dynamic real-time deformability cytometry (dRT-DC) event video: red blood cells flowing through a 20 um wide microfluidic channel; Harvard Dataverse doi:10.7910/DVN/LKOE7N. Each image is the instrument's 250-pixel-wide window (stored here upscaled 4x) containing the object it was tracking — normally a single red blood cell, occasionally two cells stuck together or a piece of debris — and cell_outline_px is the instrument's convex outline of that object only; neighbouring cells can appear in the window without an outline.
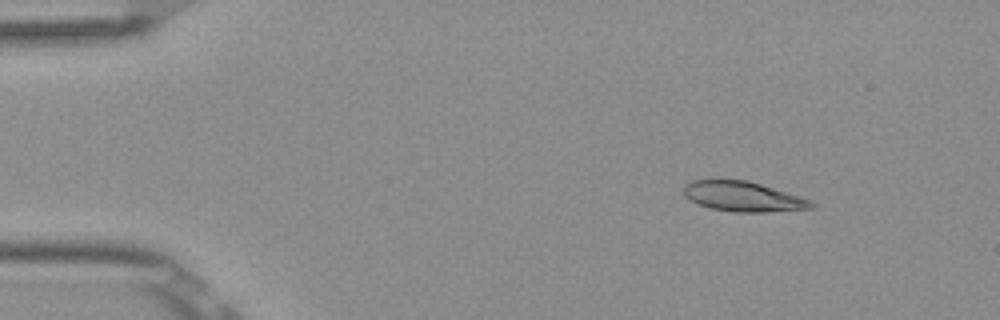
{"species": "Egyptian fruit bat (a non-hibernating species)", "species_latin": "Rousettus aegyptiacus", "temperature_condition": "room temperature", "stored_images_in_passage": 8, "camera_frame_rate_fps": 3000, "um_per_image_px": 0.085, "frame": {"image": 1, "passage_image": 3, "time_ms": 0.667, "image_size_px": [1000, 320], "cell_outline_px": [[816, 208], [768, 212], [732, 212], [712, 208], [696, 204], [688, 200], [684, 196], [684, 184], [692, 180], [712, 176], [748, 180], [800, 196], [816, 204]], "centroid_in_image_um": [63.07, 16.66], "position_along_channel_um": 21.9, "area_um2": 23.24}}
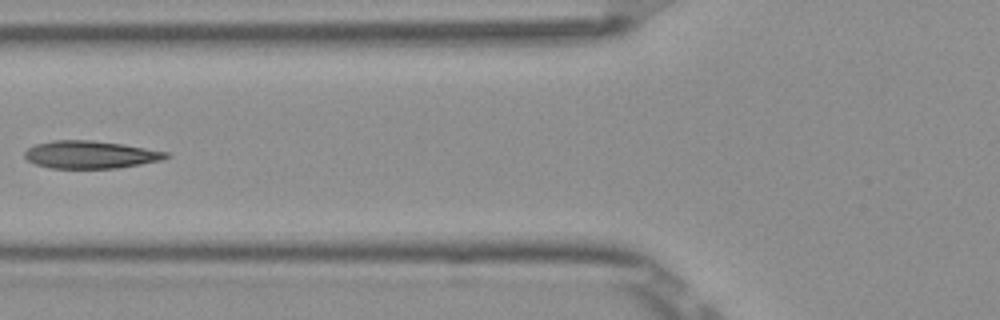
{"frame": {"image": 2, "passage_image": 7, "time_ms": 2.0, "image_size_px": [1000, 320], "cell_outline_px": [[172, 156], [164, 160], [116, 168], [52, 168], [36, 164], [28, 160], [24, 156], [24, 152], [28, 148], [36, 144], [52, 140], [92, 140], [124, 144], [168, 152]], "centroid_in_image_um": [7.72, 13.14], "position_along_channel_um": 118.1, "area_um2": 22.83}}
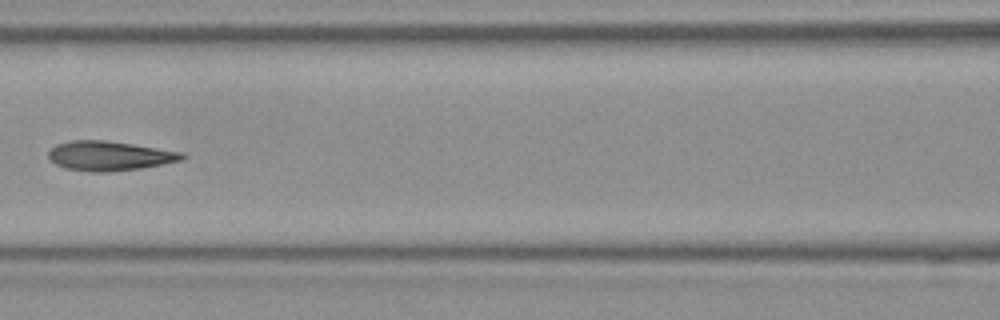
{"frame": {"image": 3, "passage_image": 8, "time_ms": 2.333, "image_size_px": [1000, 320], "cell_outline_px": [[188, 156], [184, 160], [140, 168], [108, 172], [92, 172], [64, 168], [56, 164], [48, 156], [48, 152], [56, 144], [72, 140], [104, 140], [132, 144], [184, 152]], "centroid_in_image_um": [9.33, 13.25], "position_along_channel_um": 157.3, "area_um2": 23.0}}